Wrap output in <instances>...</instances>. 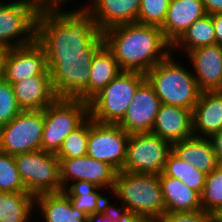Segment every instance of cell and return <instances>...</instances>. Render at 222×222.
<instances>
[{
  "mask_svg": "<svg viewBox=\"0 0 222 222\" xmlns=\"http://www.w3.org/2000/svg\"><path fill=\"white\" fill-rule=\"evenodd\" d=\"M166 212H182L202 209L201 195L181 180L159 175Z\"/></svg>",
  "mask_w": 222,
  "mask_h": 222,
  "instance_id": "24",
  "label": "cell"
},
{
  "mask_svg": "<svg viewBox=\"0 0 222 222\" xmlns=\"http://www.w3.org/2000/svg\"><path fill=\"white\" fill-rule=\"evenodd\" d=\"M25 189L31 195L62 191L60 160L55 153L42 150L14 155Z\"/></svg>",
  "mask_w": 222,
  "mask_h": 222,
  "instance_id": "9",
  "label": "cell"
},
{
  "mask_svg": "<svg viewBox=\"0 0 222 222\" xmlns=\"http://www.w3.org/2000/svg\"><path fill=\"white\" fill-rule=\"evenodd\" d=\"M38 1L43 7L49 6V0H36Z\"/></svg>",
  "mask_w": 222,
  "mask_h": 222,
  "instance_id": "44",
  "label": "cell"
},
{
  "mask_svg": "<svg viewBox=\"0 0 222 222\" xmlns=\"http://www.w3.org/2000/svg\"><path fill=\"white\" fill-rule=\"evenodd\" d=\"M216 44L211 14L196 20L172 45V50L182 49L185 54L198 48ZM182 47V48H181Z\"/></svg>",
  "mask_w": 222,
  "mask_h": 222,
  "instance_id": "28",
  "label": "cell"
},
{
  "mask_svg": "<svg viewBox=\"0 0 222 222\" xmlns=\"http://www.w3.org/2000/svg\"><path fill=\"white\" fill-rule=\"evenodd\" d=\"M193 136L210 138L222 130V91H201L192 111Z\"/></svg>",
  "mask_w": 222,
  "mask_h": 222,
  "instance_id": "20",
  "label": "cell"
},
{
  "mask_svg": "<svg viewBox=\"0 0 222 222\" xmlns=\"http://www.w3.org/2000/svg\"><path fill=\"white\" fill-rule=\"evenodd\" d=\"M71 184V185H70ZM62 190L69 198L72 206L87 215L99 212L109 202L104 196L103 188L88 181H74Z\"/></svg>",
  "mask_w": 222,
  "mask_h": 222,
  "instance_id": "26",
  "label": "cell"
},
{
  "mask_svg": "<svg viewBox=\"0 0 222 222\" xmlns=\"http://www.w3.org/2000/svg\"><path fill=\"white\" fill-rule=\"evenodd\" d=\"M7 49L0 47V81L4 77V63L6 58Z\"/></svg>",
  "mask_w": 222,
  "mask_h": 222,
  "instance_id": "41",
  "label": "cell"
},
{
  "mask_svg": "<svg viewBox=\"0 0 222 222\" xmlns=\"http://www.w3.org/2000/svg\"><path fill=\"white\" fill-rule=\"evenodd\" d=\"M171 151L172 144L156 134H130L126 159L121 171L160 175Z\"/></svg>",
  "mask_w": 222,
  "mask_h": 222,
  "instance_id": "10",
  "label": "cell"
},
{
  "mask_svg": "<svg viewBox=\"0 0 222 222\" xmlns=\"http://www.w3.org/2000/svg\"><path fill=\"white\" fill-rule=\"evenodd\" d=\"M94 54L46 55L48 70L58 98L89 102V77Z\"/></svg>",
  "mask_w": 222,
  "mask_h": 222,
  "instance_id": "6",
  "label": "cell"
},
{
  "mask_svg": "<svg viewBox=\"0 0 222 222\" xmlns=\"http://www.w3.org/2000/svg\"><path fill=\"white\" fill-rule=\"evenodd\" d=\"M88 117L87 102L78 98H57L44 109L41 150L56 154L64 139Z\"/></svg>",
  "mask_w": 222,
  "mask_h": 222,
  "instance_id": "7",
  "label": "cell"
},
{
  "mask_svg": "<svg viewBox=\"0 0 222 222\" xmlns=\"http://www.w3.org/2000/svg\"><path fill=\"white\" fill-rule=\"evenodd\" d=\"M27 191L17 170L14 155L0 151V192Z\"/></svg>",
  "mask_w": 222,
  "mask_h": 222,
  "instance_id": "32",
  "label": "cell"
},
{
  "mask_svg": "<svg viewBox=\"0 0 222 222\" xmlns=\"http://www.w3.org/2000/svg\"><path fill=\"white\" fill-rule=\"evenodd\" d=\"M207 14H222V0H202Z\"/></svg>",
  "mask_w": 222,
  "mask_h": 222,
  "instance_id": "39",
  "label": "cell"
},
{
  "mask_svg": "<svg viewBox=\"0 0 222 222\" xmlns=\"http://www.w3.org/2000/svg\"><path fill=\"white\" fill-rule=\"evenodd\" d=\"M60 8L42 7L37 16L36 40L46 55L95 54L105 43L93 17L82 6L72 11Z\"/></svg>",
  "mask_w": 222,
  "mask_h": 222,
  "instance_id": "1",
  "label": "cell"
},
{
  "mask_svg": "<svg viewBox=\"0 0 222 222\" xmlns=\"http://www.w3.org/2000/svg\"><path fill=\"white\" fill-rule=\"evenodd\" d=\"M201 205L212 216L222 209V164L206 176Z\"/></svg>",
  "mask_w": 222,
  "mask_h": 222,
  "instance_id": "30",
  "label": "cell"
},
{
  "mask_svg": "<svg viewBox=\"0 0 222 222\" xmlns=\"http://www.w3.org/2000/svg\"><path fill=\"white\" fill-rule=\"evenodd\" d=\"M44 110H22L0 127V151L10 155L41 150Z\"/></svg>",
  "mask_w": 222,
  "mask_h": 222,
  "instance_id": "11",
  "label": "cell"
},
{
  "mask_svg": "<svg viewBox=\"0 0 222 222\" xmlns=\"http://www.w3.org/2000/svg\"><path fill=\"white\" fill-rule=\"evenodd\" d=\"M88 118L63 141L56 153L58 158H76L87 155Z\"/></svg>",
  "mask_w": 222,
  "mask_h": 222,
  "instance_id": "31",
  "label": "cell"
},
{
  "mask_svg": "<svg viewBox=\"0 0 222 222\" xmlns=\"http://www.w3.org/2000/svg\"><path fill=\"white\" fill-rule=\"evenodd\" d=\"M172 51L165 59L148 71L147 81L163 104L174 105L193 111L201 90L192 70L175 62Z\"/></svg>",
  "mask_w": 222,
  "mask_h": 222,
  "instance_id": "4",
  "label": "cell"
},
{
  "mask_svg": "<svg viewBox=\"0 0 222 222\" xmlns=\"http://www.w3.org/2000/svg\"><path fill=\"white\" fill-rule=\"evenodd\" d=\"M129 135L118 124L98 123L88 117L87 155L119 172L126 159Z\"/></svg>",
  "mask_w": 222,
  "mask_h": 222,
  "instance_id": "12",
  "label": "cell"
},
{
  "mask_svg": "<svg viewBox=\"0 0 222 222\" xmlns=\"http://www.w3.org/2000/svg\"><path fill=\"white\" fill-rule=\"evenodd\" d=\"M215 29L216 44L222 46V14H211Z\"/></svg>",
  "mask_w": 222,
  "mask_h": 222,
  "instance_id": "38",
  "label": "cell"
},
{
  "mask_svg": "<svg viewBox=\"0 0 222 222\" xmlns=\"http://www.w3.org/2000/svg\"><path fill=\"white\" fill-rule=\"evenodd\" d=\"M22 109L19 107L13 86L6 80L0 81V127L9 123Z\"/></svg>",
  "mask_w": 222,
  "mask_h": 222,
  "instance_id": "34",
  "label": "cell"
},
{
  "mask_svg": "<svg viewBox=\"0 0 222 222\" xmlns=\"http://www.w3.org/2000/svg\"><path fill=\"white\" fill-rule=\"evenodd\" d=\"M121 72L113 52L104 44L92 59L89 77V101Z\"/></svg>",
  "mask_w": 222,
  "mask_h": 222,
  "instance_id": "25",
  "label": "cell"
},
{
  "mask_svg": "<svg viewBox=\"0 0 222 222\" xmlns=\"http://www.w3.org/2000/svg\"><path fill=\"white\" fill-rule=\"evenodd\" d=\"M214 152L220 164H222V130L213 134L210 138Z\"/></svg>",
  "mask_w": 222,
  "mask_h": 222,
  "instance_id": "37",
  "label": "cell"
},
{
  "mask_svg": "<svg viewBox=\"0 0 222 222\" xmlns=\"http://www.w3.org/2000/svg\"><path fill=\"white\" fill-rule=\"evenodd\" d=\"M103 36L121 71L146 74L172 52L158 26L129 23L112 27Z\"/></svg>",
  "mask_w": 222,
  "mask_h": 222,
  "instance_id": "2",
  "label": "cell"
},
{
  "mask_svg": "<svg viewBox=\"0 0 222 222\" xmlns=\"http://www.w3.org/2000/svg\"><path fill=\"white\" fill-rule=\"evenodd\" d=\"M35 205L45 222H88V215L74 208L63 191L35 196Z\"/></svg>",
  "mask_w": 222,
  "mask_h": 222,
  "instance_id": "23",
  "label": "cell"
},
{
  "mask_svg": "<svg viewBox=\"0 0 222 222\" xmlns=\"http://www.w3.org/2000/svg\"><path fill=\"white\" fill-rule=\"evenodd\" d=\"M172 152L207 175L220 165L209 138L192 136L174 142Z\"/></svg>",
  "mask_w": 222,
  "mask_h": 222,
  "instance_id": "22",
  "label": "cell"
},
{
  "mask_svg": "<svg viewBox=\"0 0 222 222\" xmlns=\"http://www.w3.org/2000/svg\"><path fill=\"white\" fill-rule=\"evenodd\" d=\"M160 105L152 85L145 79L117 124L128 134L151 132Z\"/></svg>",
  "mask_w": 222,
  "mask_h": 222,
  "instance_id": "15",
  "label": "cell"
},
{
  "mask_svg": "<svg viewBox=\"0 0 222 222\" xmlns=\"http://www.w3.org/2000/svg\"><path fill=\"white\" fill-rule=\"evenodd\" d=\"M141 0H92L82 6L103 33L106 30L129 23H137Z\"/></svg>",
  "mask_w": 222,
  "mask_h": 222,
  "instance_id": "17",
  "label": "cell"
},
{
  "mask_svg": "<svg viewBox=\"0 0 222 222\" xmlns=\"http://www.w3.org/2000/svg\"><path fill=\"white\" fill-rule=\"evenodd\" d=\"M206 14L202 0H170L161 27L165 39L173 45L196 20Z\"/></svg>",
  "mask_w": 222,
  "mask_h": 222,
  "instance_id": "19",
  "label": "cell"
},
{
  "mask_svg": "<svg viewBox=\"0 0 222 222\" xmlns=\"http://www.w3.org/2000/svg\"><path fill=\"white\" fill-rule=\"evenodd\" d=\"M213 216L203 209L166 212L157 222H212Z\"/></svg>",
  "mask_w": 222,
  "mask_h": 222,
  "instance_id": "35",
  "label": "cell"
},
{
  "mask_svg": "<svg viewBox=\"0 0 222 222\" xmlns=\"http://www.w3.org/2000/svg\"><path fill=\"white\" fill-rule=\"evenodd\" d=\"M43 6L36 0H0V47L25 46L36 40L37 16Z\"/></svg>",
  "mask_w": 222,
  "mask_h": 222,
  "instance_id": "8",
  "label": "cell"
},
{
  "mask_svg": "<svg viewBox=\"0 0 222 222\" xmlns=\"http://www.w3.org/2000/svg\"><path fill=\"white\" fill-rule=\"evenodd\" d=\"M109 201L101 211L88 215V222H119L124 215L122 208Z\"/></svg>",
  "mask_w": 222,
  "mask_h": 222,
  "instance_id": "36",
  "label": "cell"
},
{
  "mask_svg": "<svg viewBox=\"0 0 222 222\" xmlns=\"http://www.w3.org/2000/svg\"><path fill=\"white\" fill-rule=\"evenodd\" d=\"M22 110H44L58 97L50 75H34L12 84Z\"/></svg>",
  "mask_w": 222,
  "mask_h": 222,
  "instance_id": "21",
  "label": "cell"
},
{
  "mask_svg": "<svg viewBox=\"0 0 222 222\" xmlns=\"http://www.w3.org/2000/svg\"><path fill=\"white\" fill-rule=\"evenodd\" d=\"M165 176L178 178L200 195L205 187L207 174L199 171L187 161L181 160L172 151L169 153L162 172Z\"/></svg>",
  "mask_w": 222,
  "mask_h": 222,
  "instance_id": "29",
  "label": "cell"
},
{
  "mask_svg": "<svg viewBox=\"0 0 222 222\" xmlns=\"http://www.w3.org/2000/svg\"><path fill=\"white\" fill-rule=\"evenodd\" d=\"M214 222H222V209L213 216Z\"/></svg>",
  "mask_w": 222,
  "mask_h": 222,
  "instance_id": "42",
  "label": "cell"
},
{
  "mask_svg": "<svg viewBox=\"0 0 222 222\" xmlns=\"http://www.w3.org/2000/svg\"><path fill=\"white\" fill-rule=\"evenodd\" d=\"M68 0H49V6L50 5H62V3Z\"/></svg>",
  "mask_w": 222,
  "mask_h": 222,
  "instance_id": "43",
  "label": "cell"
},
{
  "mask_svg": "<svg viewBox=\"0 0 222 222\" xmlns=\"http://www.w3.org/2000/svg\"><path fill=\"white\" fill-rule=\"evenodd\" d=\"M170 0H141L137 23L162 27Z\"/></svg>",
  "mask_w": 222,
  "mask_h": 222,
  "instance_id": "33",
  "label": "cell"
},
{
  "mask_svg": "<svg viewBox=\"0 0 222 222\" xmlns=\"http://www.w3.org/2000/svg\"><path fill=\"white\" fill-rule=\"evenodd\" d=\"M119 222H155L150 218L144 216L126 215L124 214Z\"/></svg>",
  "mask_w": 222,
  "mask_h": 222,
  "instance_id": "40",
  "label": "cell"
},
{
  "mask_svg": "<svg viewBox=\"0 0 222 222\" xmlns=\"http://www.w3.org/2000/svg\"><path fill=\"white\" fill-rule=\"evenodd\" d=\"M126 215L144 216L157 222L165 213L159 175L117 172L111 194Z\"/></svg>",
  "mask_w": 222,
  "mask_h": 222,
  "instance_id": "3",
  "label": "cell"
},
{
  "mask_svg": "<svg viewBox=\"0 0 222 222\" xmlns=\"http://www.w3.org/2000/svg\"><path fill=\"white\" fill-rule=\"evenodd\" d=\"M187 58L201 91H222V46L217 44L189 51Z\"/></svg>",
  "mask_w": 222,
  "mask_h": 222,
  "instance_id": "16",
  "label": "cell"
},
{
  "mask_svg": "<svg viewBox=\"0 0 222 222\" xmlns=\"http://www.w3.org/2000/svg\"><path fill=\"white\" fill-rule=\"evenodd\" d=\"M60 160V181L62 190L74 181H88L105 191L112 193L117 171L108 163L96 160L88 155L76 158H58Z\"/></svg>",
  "mask_w": 222,
  "mask_h": 222,
  "instance_id": "13",
  "label": "cell"
},
{
  "mask_svg": "<svg viewBox=\"0 0 222 222\" xmlns=\"http://www.w3.org/2000/svg\"><path fill=\"white\" fill-rule=\"evenodd\" d=\"M34 75H50L45 49L37 40L25 46L7 49L4 80L13 84Z\"/></svg>",
  "mask_w": 222,
  "mask_h": 222,
  "instance_id": "14",
  "label": "cell"
},
{
  "mask_svg": "<svg viewBox=\"0 0 222 222\" xmlns=\"http://www.w3.org/2000/svg\"><path fill=\"white\" fill-rule=\"evenodd\" d=\"M35 206V196L27 191L0 192V222H32Z\"/></svg>",
  "mask_w": 222,
  "mask_h": 222,
  "instance_id": "27",
  "label": "cell"
},
{
  "mask_svg": "<svg viewBox=\"0 0 222 222\" xmlns=\"http://www.w3.org/2000/svg\"><path fill=\"white\" fill-rule=\"evenodd\" d=\"M146 75L122 71L89 102V117L98 123L117 124L125 115Z\"/></svg>",
  "mask_w": 222,
  "mask_h": 222,
  "instance_id": "5",
  "label": "cell"
},
{
  "mask_svg": "<svg viewBox=\"0 0 222 222\" xmlns=\"http://www.w3.org/2000/svg\"><path fill=\"white\" fill-rule=\"evenodd\" d=\"M151 133L174 143L193 136L192 111L161 103Z\"/></svg>",
  "mask_w": 222,
  "mask_h": 222,
  "instance_id": "18",
  "label": "cell"
}]
</instances>
